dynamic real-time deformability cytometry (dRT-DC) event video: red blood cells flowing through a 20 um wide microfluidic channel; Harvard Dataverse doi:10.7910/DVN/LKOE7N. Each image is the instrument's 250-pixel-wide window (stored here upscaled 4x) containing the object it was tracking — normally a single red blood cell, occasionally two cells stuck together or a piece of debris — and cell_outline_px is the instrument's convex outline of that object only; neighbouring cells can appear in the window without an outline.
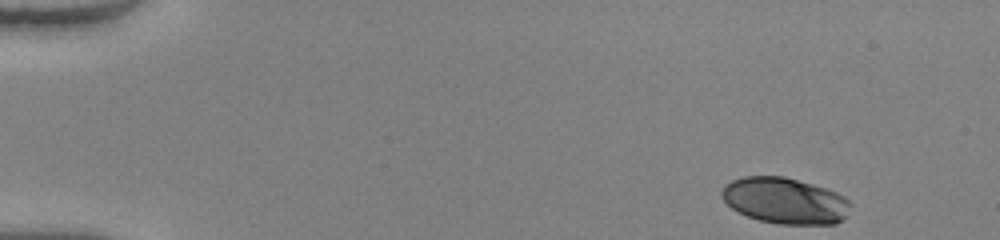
{"species": "human", "species_latin": "Homo sapiens", "temperature_condition": "warm", "stored_images_in_passage": 47, "camera_frame_rate_fps": 3000, "um_per_image_px": 0.085, "donor": {"sex": "female"}, "frame": {"image": 1, "passage_image": 1, "time_ms": 0.0, "image_size_px": [1000, 240], "cell_outline_px": [[852, 204], [844, 220], [836, 224], [780, 224], [760, 220], [748, 216], [732, 208], [720, 196], [720, 192], [724, 184], [732, 180], [744, 176], [784, 176], [812, 184], [836, 192], [844, 196]], "centroid_in_image_um": [66.73, 17.06], "position_along_channel_um": 18.3, "area_um2": 34.68}}
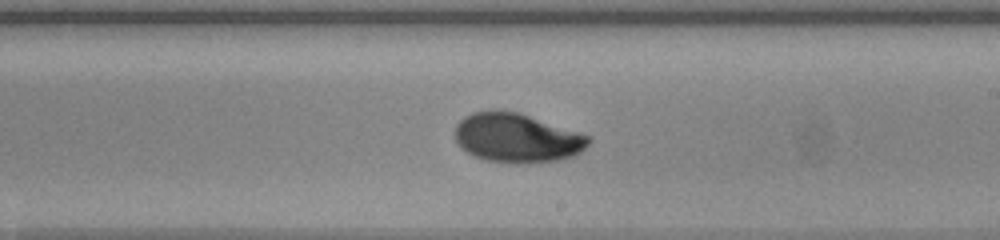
{"frame": {"image": 2, "passage_image": 27, "time_ms": 8.667, "image_size_px": [1000, 240], "cell_outline_px": [[592, 140], [580, 152], [572, 156], [560, 160], [520, 164], [516, 164], [484, 160], [472, 156], [460, 148], [456, 140], [456, 124], [464, 116], [472, 112], [492, 108], [496, 108], [520, 112], [592, 136]], "centroid_in_image_um": [43.92, 11.7], "position_along_channel_um": 245.1, "area_um2": 39.19}}
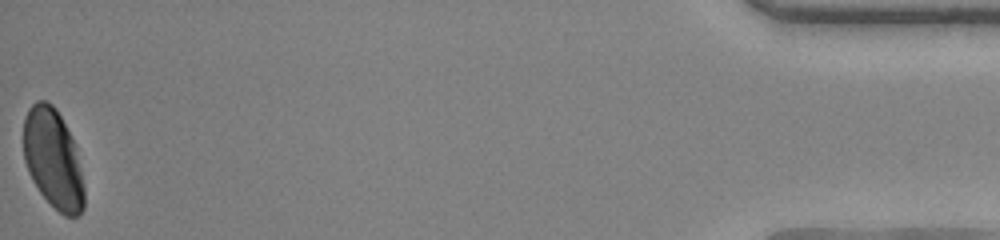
{"frame": {"image": 3, "passage_image": 47, "time_ms": 15.333, "image_size_px": [1000, 240], "cell_outline_px": [[84, 208], [76, 216], [64, 216], [40, 192], [32, 180], [28, 172], [24, 160], [24, 116], [28, 108], [36, 100], [44, 100], [52, 104], [56, 108], [76, 148], [84, 188]], "centroid_in_image_um": [4.49, 13.49], "position_along_channel_um": 430.7, "area_um2": 34.8}, "authors_computed_cell_mechanics": {"area_um2": 37.3388, "velocity_mm_per_s": 4.097, "shape_relaxation_time_tau1_ms": 4.556, "shape_relaxation_time_tau2_ms": 0.9767, "deformation_change_tau1": 0.1874, "deformation_change_tau2": 0.0379}}